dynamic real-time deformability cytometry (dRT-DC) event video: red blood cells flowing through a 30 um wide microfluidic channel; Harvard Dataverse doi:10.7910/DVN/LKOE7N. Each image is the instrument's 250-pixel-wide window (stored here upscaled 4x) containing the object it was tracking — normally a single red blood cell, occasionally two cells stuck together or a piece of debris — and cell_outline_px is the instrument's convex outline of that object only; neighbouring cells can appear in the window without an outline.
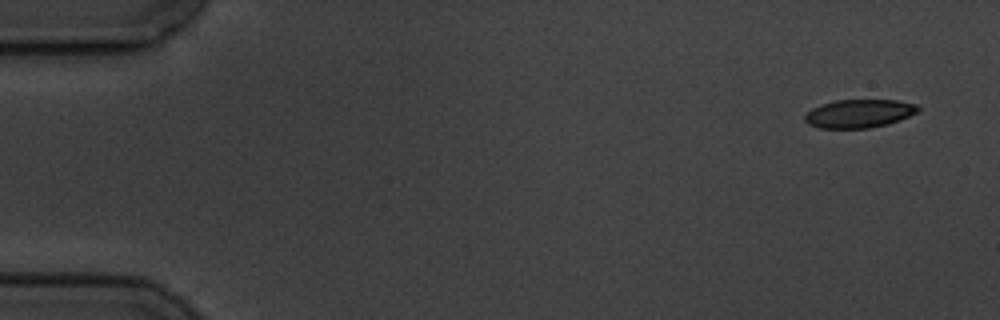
{"species": "common noctule bat (a hibernating species)", "species_latin": "Nyctalus noctula", "temperature_condition": "cold", "stored_images_in_passage": 4, "camera_frame_rate_fps": 3000, "um_per_image_px": 0.085, "animal": {"sex": "male", "body_mass_g": 19.5, "forearm_length_mm": 54.6}, "frame": {"image": 1, "passage_image": 1, "time_ms": 0.0, "image_size_px": [1000, 320], "cell_outline_px": [[920, 108], [916, 112], [900, 120], [888, 124], [868, 128], [820, 128], [808, 124], [804, 120], [804, 116], [812, 108], [820, 104], [836, 100], [896, 100], [916, 104]], "centroid_in_image_um": [73.0, 9.65], "position_along_channel_um": 12.0, "area_um2": 18.67}}